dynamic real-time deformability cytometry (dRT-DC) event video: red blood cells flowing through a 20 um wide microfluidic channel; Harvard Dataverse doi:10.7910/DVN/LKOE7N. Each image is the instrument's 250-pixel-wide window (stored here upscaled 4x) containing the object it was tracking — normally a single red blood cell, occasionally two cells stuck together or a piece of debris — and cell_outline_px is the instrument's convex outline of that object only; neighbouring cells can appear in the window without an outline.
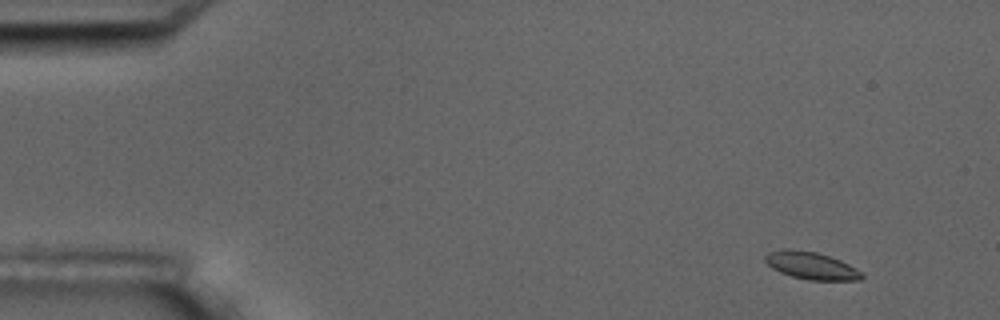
{"species": "common noctule bat (a hibernating species)", "species_latin": "Nyctalus noctula", "temperature_condition": "room temperature", "stored_images_in_passage": 5, "camera_frame_rate_fps": 3000, "um_per_image_px": 0.085, "animal": {"sex": "male", "body_mass_g": 17.5, "forearm_length_mm": 52.3}, "frame": {"image": 1, "passage_image": 1, "time_ms": 0.0, "image_size_px": [1000, 320], "cell_outline_px": [[864, 276], [860, 280], [808, 280], [792, 276], [780, 272], [772, 268], [764, 260], [764, 256], [768, 252], [784, 248], [788, 248], [816, 252], [840, 260], [848, 264], [860, 272]], "centroid_in_image_um": [68.91, 22.57], "position_along_channel_um": 16.1, "area_um2": 15.32}}
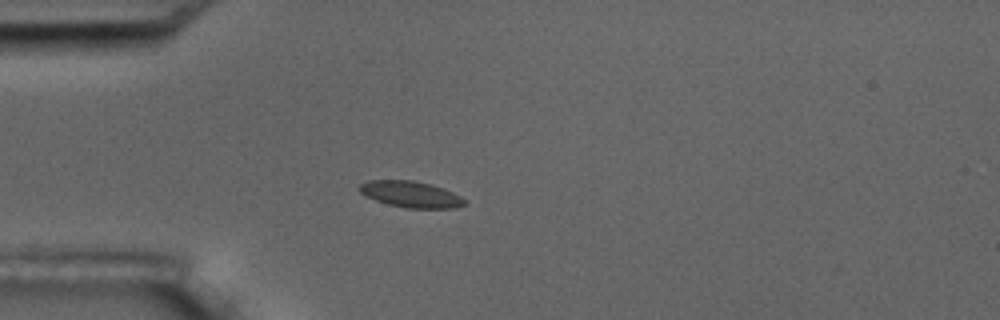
{"frame": {"image": 2, "passage_image": 4, "time_ms": 3.667, "image_size_px": [1000, 320], "cell_outline_px": [[468, 204], [456, 208], [404, 208], [388, 204], [376, 200], [360, 192], [356, 188], [360, 184], [368, 180], [412, 180], [428, 184], [452, 192], [460, 196]], "centroid_in_image_um": [34.89, 16.52], "position_along_channel_um": 50.1, "area_um2": 15.95}}